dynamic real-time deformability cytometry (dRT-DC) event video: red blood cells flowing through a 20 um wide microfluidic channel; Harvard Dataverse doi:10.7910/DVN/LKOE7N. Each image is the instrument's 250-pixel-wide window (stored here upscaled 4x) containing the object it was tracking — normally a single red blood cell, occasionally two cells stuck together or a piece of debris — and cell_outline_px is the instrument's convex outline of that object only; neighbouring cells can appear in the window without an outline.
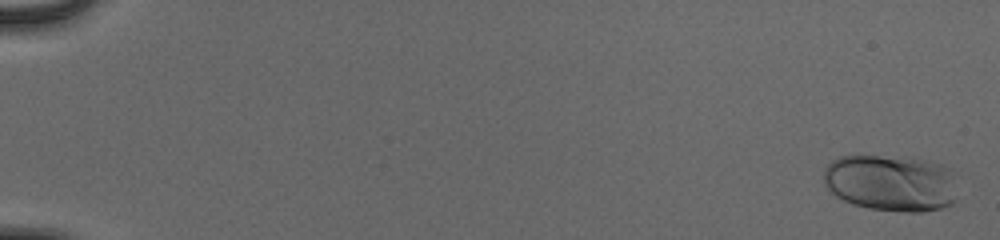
{"species": "human", "species_latin": "Homo sapiens", "temperature_condition": "cold", "stored_images_in_passage": 56, "camera_frame_rate_fps": 3000, "um_per_image_px": 0.085, "donor": {"sex": "male"}, "frame": {"image": 1, "passage_image": 2, "time_ms": 0.333, "image_size_px": [1000, 240], "cell_outline_px": [[956, 200], [952, 204], [940, 208], [924, 212], [904, 212], [868, 208], [852, 204], [836, 196], [824, 184], [824, 168], [832, 160], [840, 156], [912, 156], [928, 160], [940, 164], [948, 168]], "centroid_in_image_um": [75.69, 15.54], "position_along_channel_um": 9.3, "area_um2": 44.33}}
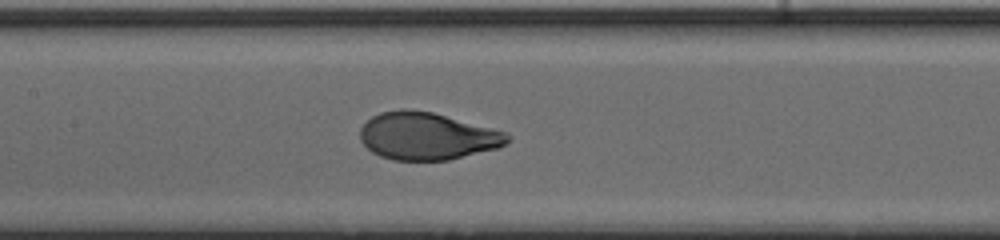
{"frame": {"image": 2, "passage_image": 30, "time_ms": 9.667, "image_size_px": [1000, 240], "cell_outline_px": [[512, 140], [508, 144], [496, 148], [448, 160], [392, 160], [380, 156], [372, 152], [360, 140], [360, 128], [372, 116], [380, 112], [400, 108], [408, 108], [432, 112], [508, 132], [512, 136]], "centroid_in_image_um": [36.32, 11.56], "position_along_channel_um": 171.1, "area_um2": 40.92}}
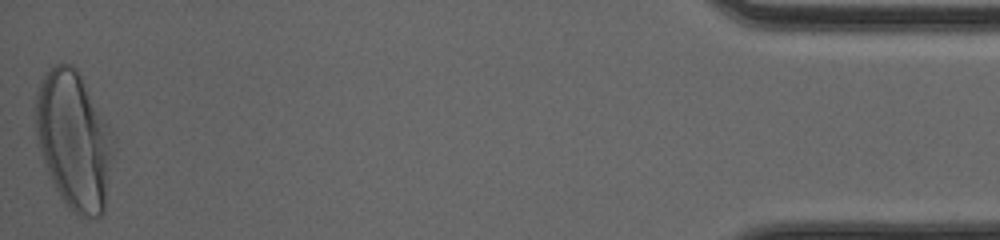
{"frame": {"image": 3, "passage_image": 56, "time_ms": 18.333, "image_size_px": [1000, 240], "cell_outline_px": [[116, 140], [104, 212], [96, 220], [80, 216], [60, 196], [48, 172], [36, 140], [36, 88], [44, 72], [56, 64], [72, 64], [76, 68], [108, 124]], "centroid_in_image_um": [6.3, 11.92], "position_along_channel_um": 428.9, "area_um2": 62.54}, "authors_computed_cell_mechanics": {"area_um2": 41.1825, "velocity_mm_per_s": 3.88, "shape_relaxation_time_tau1_ms": 3.123, "shape_relaxation_time_tau2_ms": null, "deformation_change_tau1": 0.1933, "deformation_change_tau2": null}}